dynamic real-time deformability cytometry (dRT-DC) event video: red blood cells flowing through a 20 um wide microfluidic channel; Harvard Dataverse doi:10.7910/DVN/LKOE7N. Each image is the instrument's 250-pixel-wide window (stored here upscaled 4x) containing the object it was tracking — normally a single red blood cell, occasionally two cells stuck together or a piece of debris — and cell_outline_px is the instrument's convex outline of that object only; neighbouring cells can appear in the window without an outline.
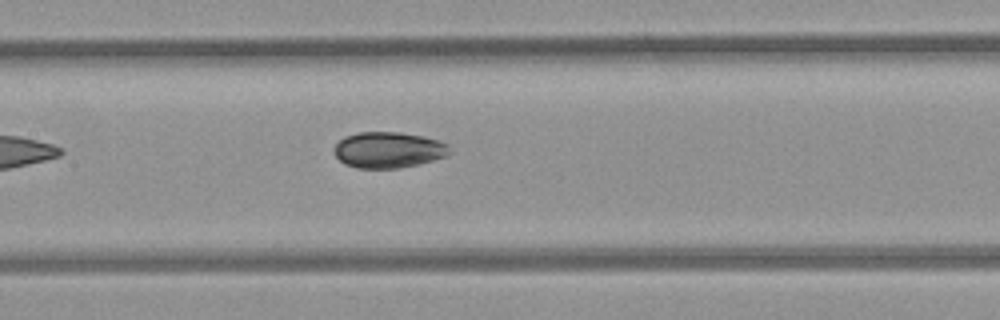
{"species": "common noctule bat (a hibernating species)", "species_latin": "Nyctalus noctula", "temperature_condition": "room temperature", "stored_images_in_passage": 5, "camera_frame_rate_fps": 3000, "um_per_image_px": 0.085, "animal": {"sex": "female", "body_mass_g": 21.9}, "frame": {"image": 1, "passage_image": 5, "time_ms": 4.667, "image_size_px": [1000, 320], "cell_outline_px": [[452, 152], [444, 156], [432, 160], [400, 168], [356, 168], [344, 164], [332, 152], [332, 148], [344, 136], [356, 132], [400, 132], [424, 136], [448, 144]], "centroid_in_image_um": [32.97, 12.73], "position_along_channel_um": 174.4, "area_um2": 24.33}}